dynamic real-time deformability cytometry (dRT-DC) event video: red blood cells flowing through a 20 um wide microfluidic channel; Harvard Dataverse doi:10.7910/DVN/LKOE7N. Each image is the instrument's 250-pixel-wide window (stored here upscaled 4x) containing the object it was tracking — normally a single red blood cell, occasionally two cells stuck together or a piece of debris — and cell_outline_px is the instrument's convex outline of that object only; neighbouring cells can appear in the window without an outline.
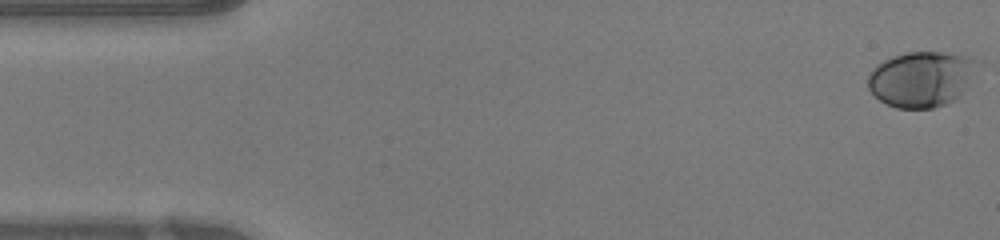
{"species": "human", "species_latin": "Homo sapiens", "temperature_condition": "warm", "stored_images_in_passage": 48, "camera_frame_rate_fps": 3000, "um_per_image_px": 0.085, "donor": {"sex": "female"}, "frame": {"image": 1, "passage_image": 1, "time_ms": 0.0, "image_size_px": [1000, 240], "cell_outline_px": [[976, 60], [968, 88], [952, 100], [944, 104], [932, 108], [896, 108], [880, 100], [868, 88], [868, 76], [876, 64], [892, 56], [904, 52], [940, 52], [972, 56]], "centroid_in_image_um": [78.29, 6.7], "position_along_channel_um": 6.7, "area_um2": 35.14}}
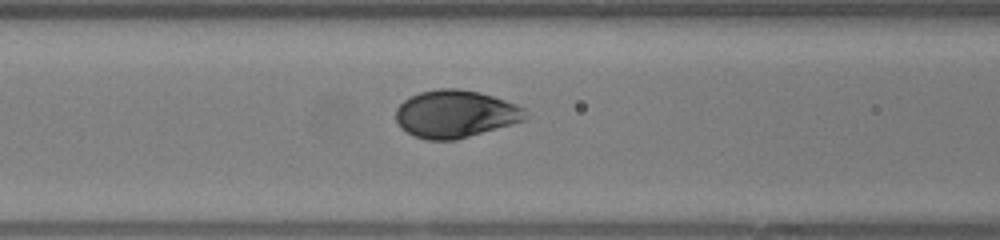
{"frame": {"image": 2, "passage_image": 19, "time_ms": 6.0, "image_size_px": [1000, 240], "cell_outline_px": [[528, 116], [524, 120], [512, 124], [456, 140], [428, 140], [416, 136], [400, 128], [396, 120], [396, 108], [404, 100], [420, 92], [440, 88], [460, 88], [480, 92], [516, 104], [524, 108]], "centroid_in_image_um": [38.71, 9.68], "position_along_channel_um": 127.9, "area_um2": 35.84}}
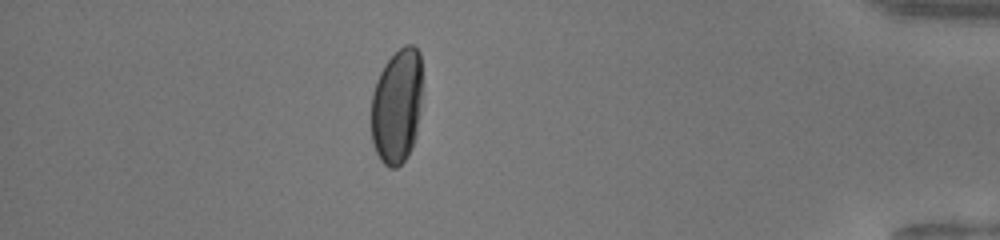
{"frame": {"image": 3, "passage_image": 42, "time_ms": 13.667, "image_size_px": [1000, 240], "cell_outline_px": [[420, 108], [416, 136], [412, 148], [408, 156], [396, 168], [388, 168], [380, 160], [372, 144], [372, 92], [376, 80], [384, 64], [404, 44], [412, 44], [420, 52]], "centroid_in_image_um": [33.72, 9.05], "position_along_channel_um": 401.5, "area_um2": 34.28}, "authors_computed_cell_mechanics": {"area_um2": 35.2002, "velocity_mm_per_s": 4.2315, "shape_relaxation_time_tau1_ms": 3.9858, "shape_relaxation_time_tau2_ms": null, "deformation_change_tau1": 0.181, "deformation_change_tau2": null}}